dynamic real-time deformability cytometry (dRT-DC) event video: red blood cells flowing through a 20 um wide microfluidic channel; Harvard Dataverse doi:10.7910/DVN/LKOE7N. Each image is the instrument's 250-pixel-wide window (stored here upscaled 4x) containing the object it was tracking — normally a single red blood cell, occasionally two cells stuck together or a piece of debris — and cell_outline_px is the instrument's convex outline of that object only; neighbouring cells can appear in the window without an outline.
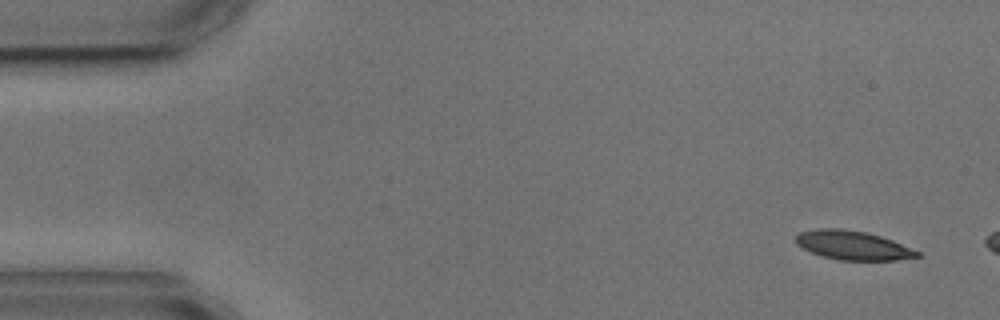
{"species": "common noctule bat (a hibernating species)", "species_latin": "Nyctalus noctula", "temperature_condition": "cold", "stored_images_in_passage": 4, "camera_frame_rate_fps": 3000, "um_per_image_px": 0.085, "animal": {"sex": "male", "body_mass_g": 17.9, "forearm_length_mm": 54.2}, "frame": {"image": 1, "passage_image": 1, "time_ms": 0.0, "image_size_px": [1000, 320], "cell_outline_px": [[920, 256], [896, 260], [840, 260], [820, 256], [796, 244], [796, 236], [800, 232], [820, 228], [840, 228], [868, 232], [892, 240], [920, 252]], "centroid_in_image_um": [72.48, 20.85], "position_along_channel_um": 12.5, "area_um2": 20.4}}